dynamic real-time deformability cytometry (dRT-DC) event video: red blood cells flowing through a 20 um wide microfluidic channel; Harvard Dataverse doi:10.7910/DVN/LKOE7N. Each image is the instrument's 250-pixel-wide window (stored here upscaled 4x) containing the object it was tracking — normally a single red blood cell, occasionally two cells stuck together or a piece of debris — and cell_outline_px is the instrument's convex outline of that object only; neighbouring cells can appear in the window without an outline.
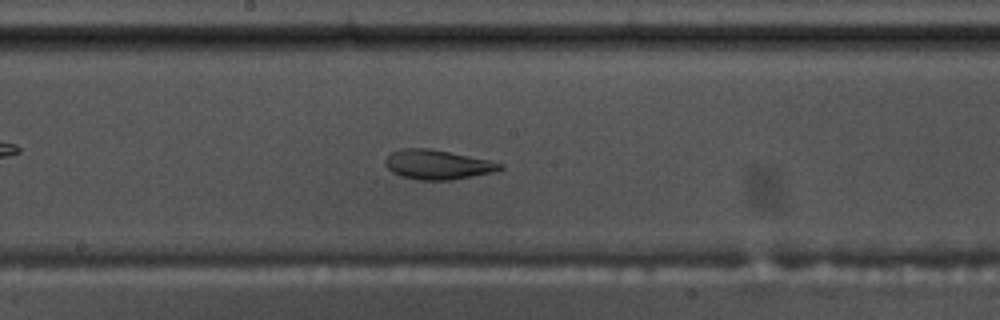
{"species": "common noctule bat (a hibernating species)", "species_latin": "Nyctalus noctula", "temperature_condition": "warm", "stored_images_in_passage": 57, "camera_frame_rate_fps": 3000, "um_per_image_px": 0.085, "animal": {"sex": "male", "body_mass_g": 17.5, "forearm_length_mm": 52.3}, "frame": {"image": 1, "passage_image": 30, "time_ms": 9.667, "image_size_px": [1000, 320], "cell_outline_px": [[504, 168], [492, 172], [452, 180], [416, 180], [400, 176], [392, 172], [384, 164], [384, 160], [392, 152], [404, 148], [432, 148], [488, 160], [504, 164]], "centroid_in_image_um": [37.16, 13.99], "position_along_channel_um": 211.0, "area_um2": 19.77}}
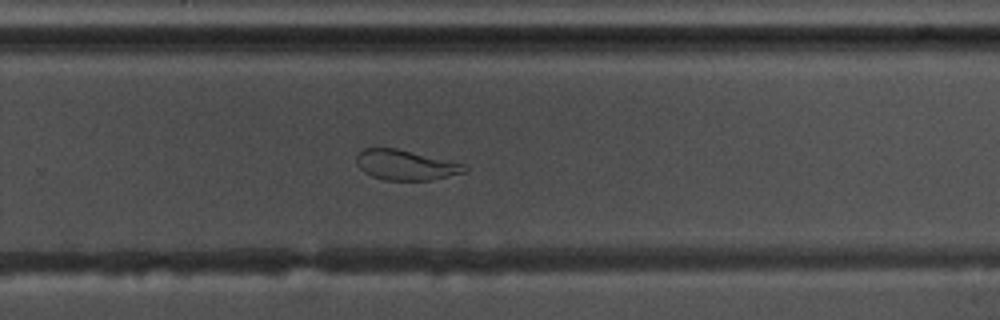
{"frame": {"image": 2, "passage_image": 37, "time_ms": 12.0, "image_size_px": [1000, 320], "cell_outline_px": [[468, 172], [432, 180], [384, 180], [372, 176], [364, 172], [356, 164], [356, 156], [364, 148], [396, 148], [464, 164], [468, 168]], "centroid_in_image_um": [34.49, 14.03], "position_along_channel_um": 295.3, "area_um2": 18.96}}
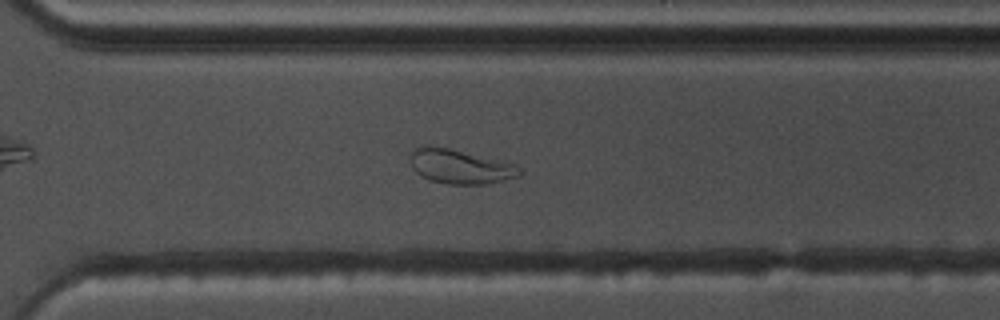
{"frame": {"image": 3, "passage_image": 40, "time_ms": 13.0, "image_size_px": [1000, 320], "cell_outline_px": [[520, 172], [516, 176], [488, 184], [448, 184], [432, 180], [420, 176], [412, 168], [408, 160], [412, 152], [416, 148], [424, 144], [428, 144], [448, 148], [516, 164]], "centroid_in_image_um": [39.02, 14.14], "position_along_channel_um": 331.6, "area_um2": 21.73}, "authors_computed_cell_mechanics": {"area_um2": 25.721, "velocity_mm_per_s": 3.6235, "shape_relaxation_time_tau1_ms": null, "shape_relaxation_time_tau2_ms": 1.4779, "deformation_change_tau1": null, "deformation_change_tau2": 0.0781}}